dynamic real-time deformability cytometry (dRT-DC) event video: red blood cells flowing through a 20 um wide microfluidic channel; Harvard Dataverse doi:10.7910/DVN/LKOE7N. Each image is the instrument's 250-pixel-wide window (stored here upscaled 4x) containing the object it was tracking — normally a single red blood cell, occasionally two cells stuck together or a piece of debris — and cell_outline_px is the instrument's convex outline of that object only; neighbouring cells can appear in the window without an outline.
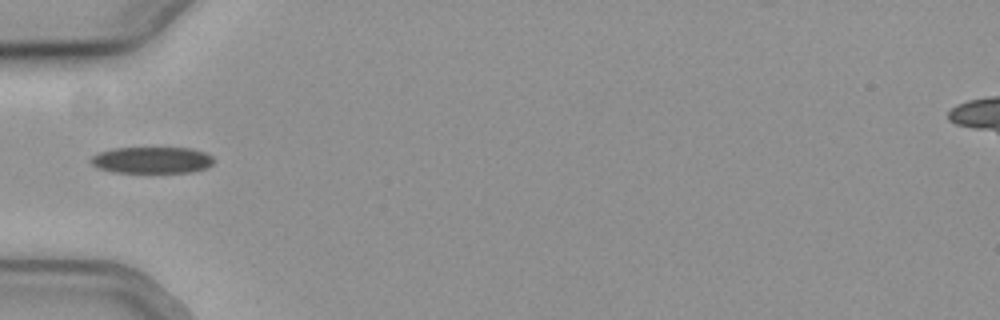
{"species": "common noctule bat (a hibernating species)", "species_latin": "Nyctalus noctula", "temperature_condition": "cold", "stored_images_in_passage": 22, "camera_frame_rate_fps": 3000, "um_per_image_px": 0.085, "animal": {"sex": "female", "body_mass_g": 19.3, "forearm_length_mm": 54.1}, "frame": {"image": 1, "passage_image": 1, "time_ms": 0.0, "image_size_px": [1000, 320], "cell_outline_px": [[212, 164], [208, 168], [192, 172], [112, 172], [100, 168], [92, 164], [88, 160], [92, 156], [100, 152], [116, 148], [188, 148], [204, 152], [212, 156]], "centroid_in_image_um": [12.92, 13.61], "position_along_channel_um": 72.1, "area_um2": 18.84}}
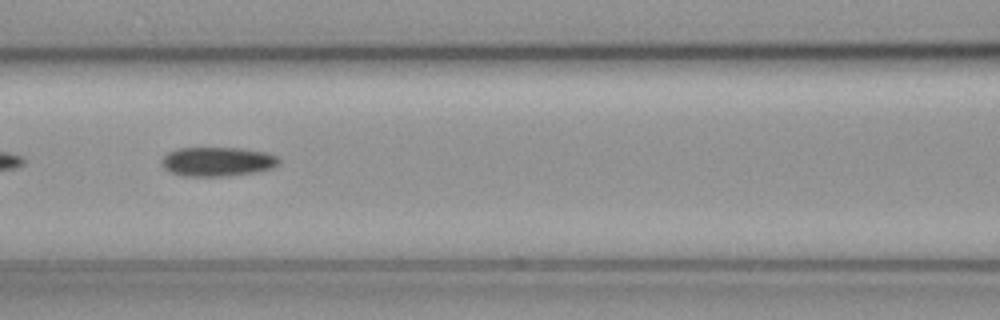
{"frame": {"image": 2, "passage_image": 7, "time_ms": 2.0, "image_size_px": [1000, 320], "cell_outline_px": [[280, 164], [272, 168], [256, 172], [224, 176], [184, 176], [172, 172], [164, 168], [160, 164], [160, 160], [168, 152], [176, 148], [240, 148], [264, 152], [276, 156], [280, 160]], "centroid_in_image_um": [18.46, 13.73], "position_along_channel_um": 148.1, "area_um2": 20.0}}
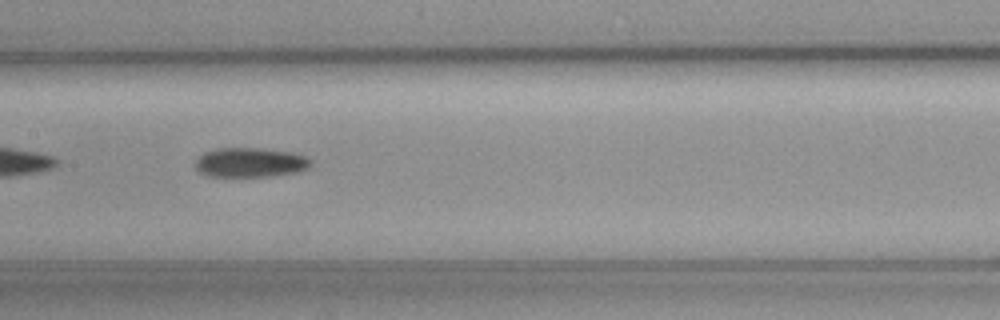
{"frame": {"image": 3, "passage_image": 10, "time_ms": 3.0, "image_size_px": [1000, 320], "cell_outline_px": [[312, 164], [308, 168], [296, 172], [268, 176], [208, 176], [200, 172], [196, 168], [196, 160], [204, 152], [216, 148], [264, 148], [292, 152], [304, 156], [312, 160]], "centroid_in_image_um": [21.28, 13.8], "position_along_channel_um": 186.1, "area_um2": 19.83}}